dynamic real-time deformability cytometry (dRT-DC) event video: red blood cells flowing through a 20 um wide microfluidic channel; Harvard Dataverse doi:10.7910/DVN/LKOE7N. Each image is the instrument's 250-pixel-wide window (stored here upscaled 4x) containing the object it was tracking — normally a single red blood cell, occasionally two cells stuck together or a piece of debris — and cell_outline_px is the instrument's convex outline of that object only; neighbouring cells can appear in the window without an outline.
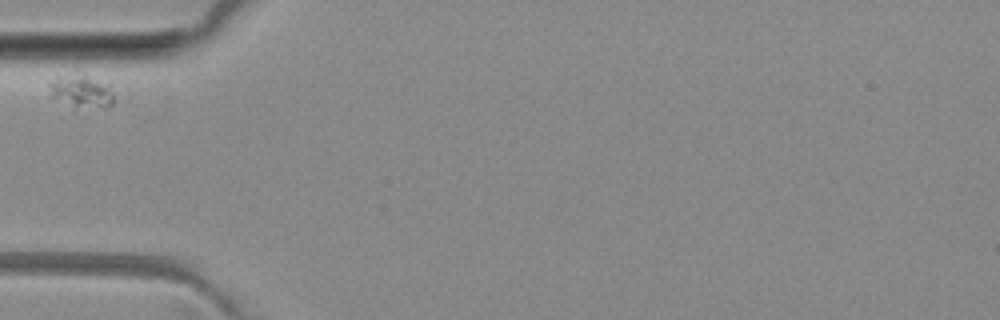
{"species": "common noctule bat (a hibernating species)", "species_latin": "Nyctalus noctula", "temperature_condition": "room temperature", "stored_images_in_passage": 6, "camera_frame_rate_fps": 3000, "um_per_image_px": 0.085, "animal": {"sex": "female", "body_mass_g": 29.2, "forearm_length_mm": 56.3}, "frame": {"image": 1, "passage_image": 1, "time_ms": 0.0, "image_size_px": [1000, 320], "cell_outline_px": [[112, 104], [108, 108], [104, 108], [76, 104], [48, 96], [48, 84], [56, 80], [84, 72], [112, 80]], "centroid_in_image_um": [7.07, 7.67], "position_along_channel_um": 77.9, "area_um2": 12.37}}
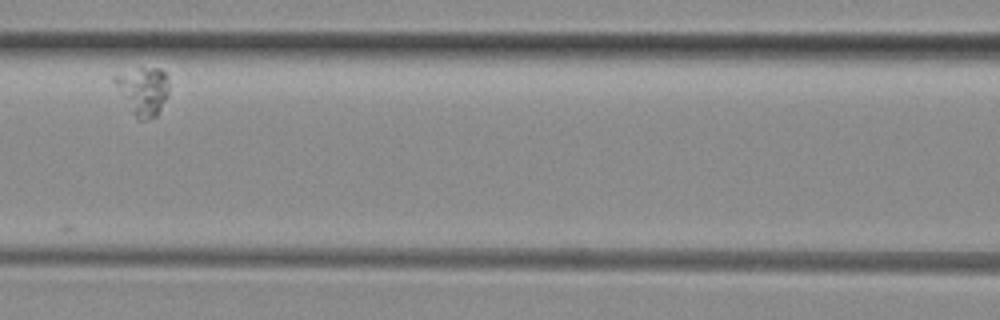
{"frame": {"image": 2, "passage_image": 3, "time_ms": 2.333, "image_size_px": [1000, 320], "cell_outline_px": [[168, 92], [156, 116], [144, 120], [136, 120], [112, 80], [112, 76], [140, 68], [160, 68], [168, 76]], "centroid_in_image_um": [12.15, 7.72], "position_along_channel_um": 154.5, "area_um2": 14.97}}
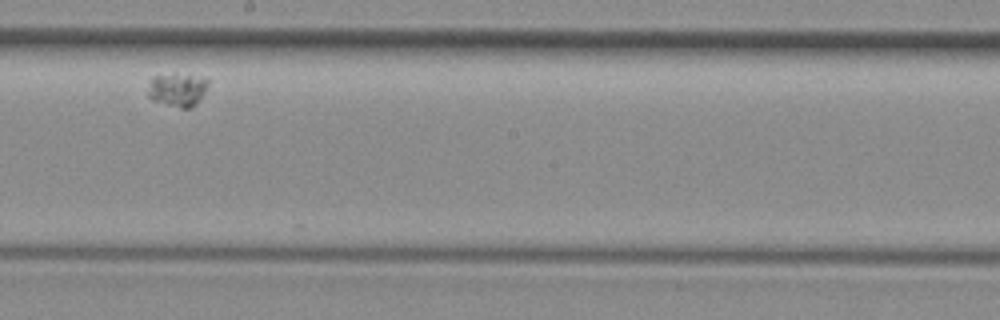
{"frame": {"image": 3, "passage_image": 5, "time_ms": 4.667, "image_size_px": [1000, 320], "cell_outline_px": [[208, 84], [204, 92], [196, 104], [192, 108], [180, 108], [152, 100], [148, 96], [148, 92], [152, 76], [188, 76], [208, 80]], "centroid_in_image_um": [15.06, 7.69], "position_along_channel_um": 233.1, "area_um2": 11.04}}